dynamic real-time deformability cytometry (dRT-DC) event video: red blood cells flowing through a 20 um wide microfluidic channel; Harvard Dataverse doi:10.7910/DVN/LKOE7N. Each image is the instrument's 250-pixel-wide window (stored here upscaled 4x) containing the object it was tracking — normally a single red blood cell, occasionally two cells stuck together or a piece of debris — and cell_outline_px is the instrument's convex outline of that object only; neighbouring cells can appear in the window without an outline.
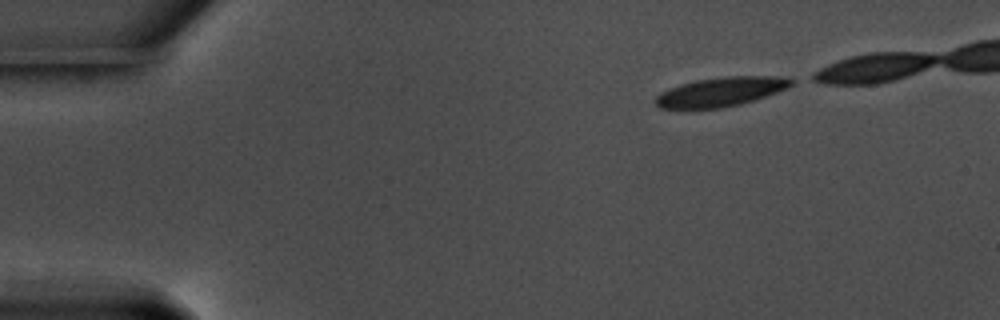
{"species": "common noctule bat (a hibernating species)", "species_latin": "Nyctalus noctula", "temperature_condition": "warm", "stored_images_in_passage": 43, "camera_frame_rate_fps": 3000, "um_per_image_px": 0.085, "animal": {"sex": "male", "body_mass_g": 17.5, "forearm_length_mm": 52.3}, "frame": {"image": 1, "passage_image": 1, "time_ms": 0.0, "image_size_px": [1000, 320], "cell_outline_px": [[796, 80], [792, 84], [776, 92], [740, 104], [720, 108], [660, 108], [652, 100], [660, 92], [680, 84], [696, 80], [728, 76], [780, 76]], "centroid_in_image_um": [61.23, 7.79], "position_along_channel_um": 23.8, "area_um2": 22.83}}
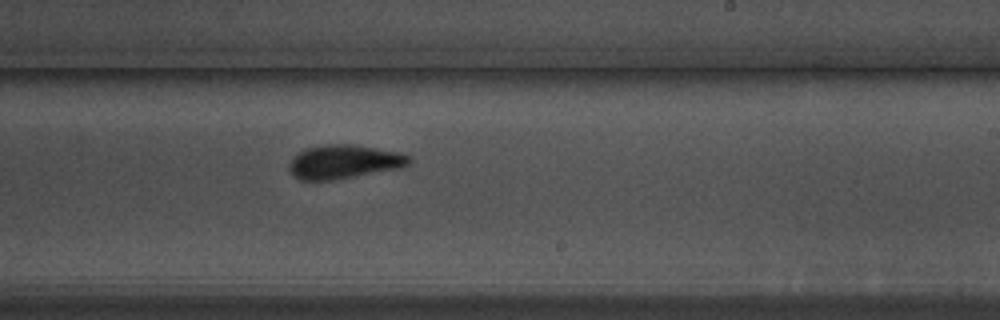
{"frame": {"image": 2, "passage_image": 28, "time_ms": 9.0, "image_size_px": [1000, 320], "cell_outline_px": [[412, 160], [404, 168], [332, 180], [300, 180], [292, 176], [288, 168], [288, 164], [300, 152], [308, 148], [328, 144], [352, 144], [400, 152], [408, 156]], "centroid_in_image_um": [29.27, 13.76], "position_along_channel_um": 259.7, "area_um2": 23.64}}
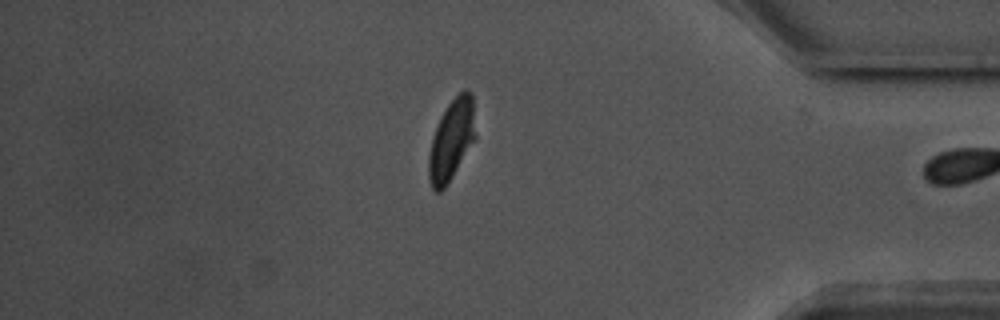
{"frame": {"image": 3, "passage_image": 42, "time_ms": 13.667, "image_size_px": [1000, 320], "cell_outline_px": [[476, 140], [448, 184], [440, 192], [436, 192], [432, 188], [428, 176], [428, 156], [432, 136], [440, 116], [448, 104], [464, 88], [468, 88], [472, 96], [476, 136]], "centroid_in_image_um": [38.38, 11.91], "position_along_channel_um": 396.8, "area_um2": 22.43}}